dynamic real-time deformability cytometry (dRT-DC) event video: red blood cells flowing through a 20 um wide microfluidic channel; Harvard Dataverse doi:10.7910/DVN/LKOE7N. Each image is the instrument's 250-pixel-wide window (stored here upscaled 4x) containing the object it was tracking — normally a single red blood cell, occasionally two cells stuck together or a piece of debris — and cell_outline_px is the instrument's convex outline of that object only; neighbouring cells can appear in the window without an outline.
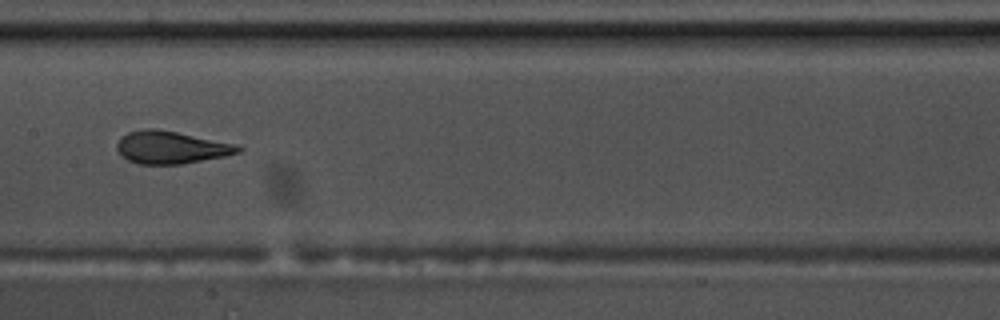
{"species": "common noctule bat (a hibernating species)", "species_latin": "Nyctalus noctula", "temperature_condition": "warm", "stored_images_in_passage": 14, "camera_frame_rate_fps": 3000, "um_per_image_px": 0.085, "animal": {"sex": "male", "body_mass_g": 17.5, "forearm_length_mm": 52.3}, "frame": {"image": 1, "passage_image": 7, "time_ms": 2.0, "image_size_px": [1000, 320], "cell_outline_px": [[244, 148], [240, 152], [224, 156], [180, 164], [140, 164], [128, 160], [116, 148], [116, 144], [120, 136], [128, 132], [144, 128], [156, 128], [236, 144]], "centroid_in_image_um": [14.52, 12.52], "position_along_channel_um": 192.9, "area_um2": 22.83}}
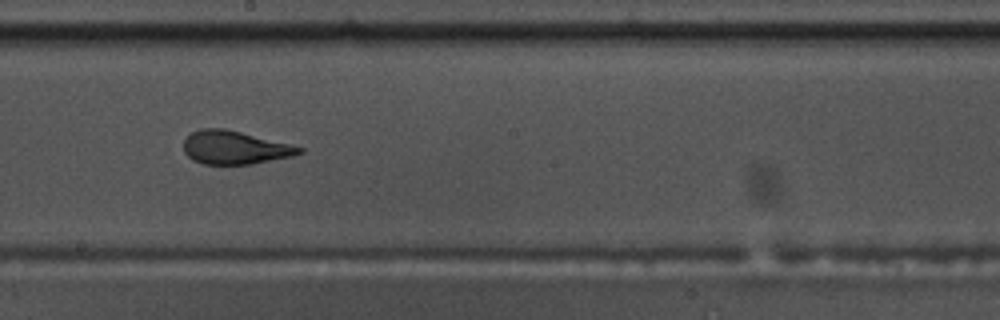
{"frame": {"image": 2, "passage_image": 8, "time_ms": 2.333, "image_size_px": [1000, 320], "cell_outline_px": [[304, 152], [292, 156], [252, 164], [204, 164], [192, 160], [184, 152], [184, 140], [192, 132], [200, 128], [224, 128], [304, 148]], "centroid_in_image_um": [19.92, 12.55], "position_along_channel_um": 228.3, "area_um2": 22.2}}
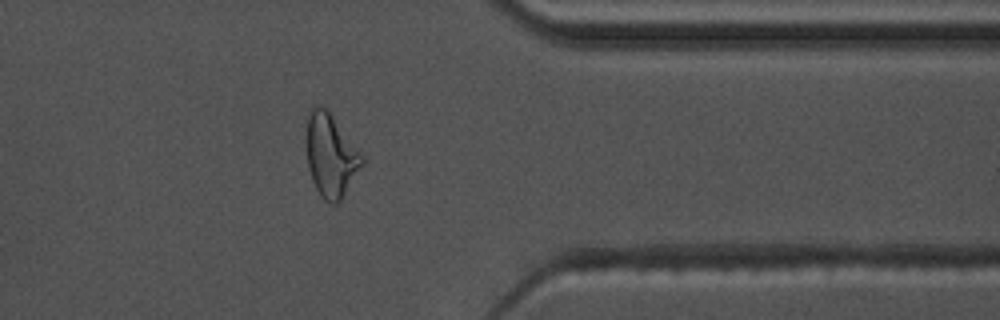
{"frame": {"image": 3, "passage_image": 12, "time_ms": 3.667, "image_size_px": [1000, 320], "cell_outline_px": [[364, 164], [340, 200], [336, 204], [332, 204], [324, 200], [320, 196], [312, 180], [308, 164], [304, 140], [304, 136], [308, 116], [312, 108], [316, 104], [324, 108], [328, 112], [364, 156]], "centroid_in_image_um": [28.08, 13.23], "position_along_channel_um": 383.3, "area_um2": 26.82}}